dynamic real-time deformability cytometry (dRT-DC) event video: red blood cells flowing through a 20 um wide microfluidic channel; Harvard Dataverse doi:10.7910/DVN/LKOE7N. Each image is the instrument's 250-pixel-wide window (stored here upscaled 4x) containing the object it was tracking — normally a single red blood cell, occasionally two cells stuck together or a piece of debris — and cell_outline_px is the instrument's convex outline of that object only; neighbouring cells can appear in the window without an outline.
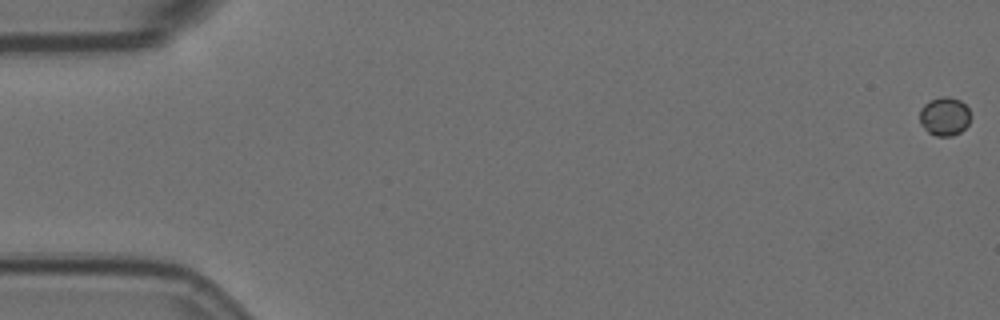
{"species": "Egyptian fruit bat (a non-hibernating species)", "species_latin": "Rousettus aegyptiacus", "temperature_condition": "room temperature", "stored_images_in_passage": 7, "camera_frame_rate_fps": 3000, "um_per_image_px": 0.085, "animal": {"sex": "female"}, "frame": {"image": 1, "passage_image": 1, "time_ms": 0.0, "image_size_px": [1000, 320], "cell_outline_px": [[972, 116], [968, 124], [960, 132], [952, 136], [936, 136], [928, 132], [920, 124], [920, 108], [924, 104], [940, 96], [948, 96], [960, 100], [968, 108]], "centroid_in_image_um": [80.29, 9.89], "position_along_channel_um": 4.7, "area_um2": 11.56}}